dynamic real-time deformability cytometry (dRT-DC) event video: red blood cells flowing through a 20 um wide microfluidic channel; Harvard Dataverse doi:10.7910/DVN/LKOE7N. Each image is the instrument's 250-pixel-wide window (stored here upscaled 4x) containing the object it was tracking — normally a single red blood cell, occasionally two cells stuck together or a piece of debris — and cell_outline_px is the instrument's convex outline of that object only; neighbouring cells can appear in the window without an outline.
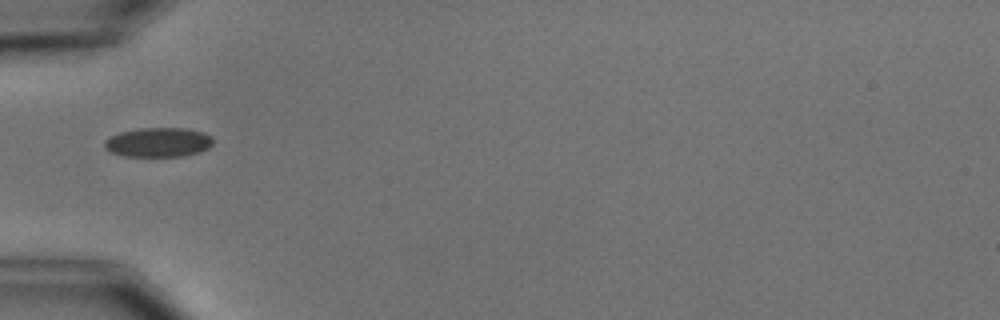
{"species": "common noctule bat (a hibernating species)", "species_latin": "Nyctalus noctula", "temperature_condition": "cold", "stored_images_in_passage": 5, "camera_frame_rate_fps": 3000, "um_per_image_px": 0.085, "animal": {"sex": "male", "body_mass_g": 15.6}, "frame": {"image": 1, "passage_image": 5, "time_ms": 4.667, "image_size_px": [1000, 320], "cell_outline_px": [[212, 144], [208, 148], [200, 152], [184, 156], [124, 156], [108, 152], [104, 148], [104, 140], [120, 132], [140, 128], [184, 128], [204, 132], [212, 136]], "centroid_in_image_um": [13.45, 12.1], "position_along_channel_um": 71.6, "area_um2": 18.73}}